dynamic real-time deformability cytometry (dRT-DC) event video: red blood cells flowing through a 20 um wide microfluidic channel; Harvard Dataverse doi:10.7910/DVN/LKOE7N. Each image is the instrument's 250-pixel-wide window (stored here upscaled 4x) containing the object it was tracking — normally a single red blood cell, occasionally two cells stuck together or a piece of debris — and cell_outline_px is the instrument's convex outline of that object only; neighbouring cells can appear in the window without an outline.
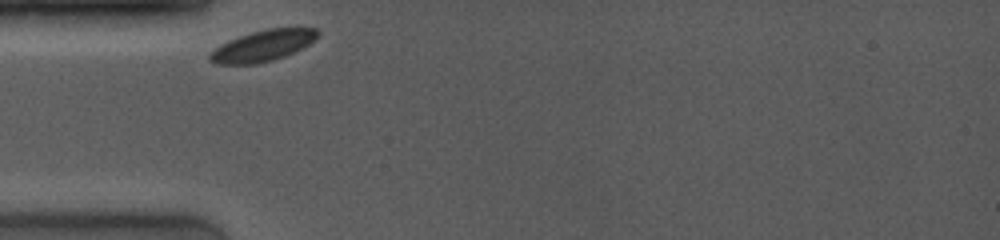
{"species": "common noctule bat (a hibernating species)", "species_latin": "Nyctalus noctula", "temperature_condition": "room temperature", "stored_images_in_passage": 2, "camera_frame_rate_fps": 4000, "um_per_image_px": 0.085, "animal": {"sex": "female", "body_mass_g": 19.0, "forearm_length_mm": 53.3}, "frame": {"image": 1, "passage_image": 1, "time_ms": 0.0, "image_size_px": [1000, 240], "cell_outline_px": [[320, 32], [308, 44], [284, 56], [272, 60], [256, 64], [216, 64], [208, 60], [208, 56], [220, 44], [240, 36], [252, 32], [268, 28], [316, 28]], "centroid_in_image_um": [22.3, 3.89], "position_along_channel_um": 62.7, "area_um2": 19.13}}